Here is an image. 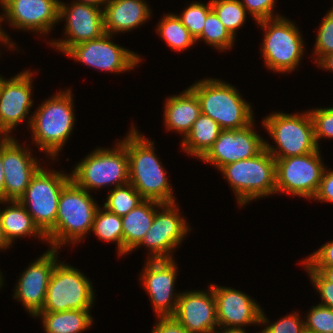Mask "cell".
Wrapping results in <instances>:
<instances>
[{
	"label": "cell",
	"instance_id": "1",
	"mask_svg": "<svg viewBox=\"0 0 333 333\" xmlns=\"http://www.w3.org/2000/svg\"><path fill=\"white\" fill-rule=\"evenodd\" d=\"M128 133L120 142L126 147L129 158V183L145 200L175 202L167 172L155 154V142L139 134L134 125Z\"/></svg>",
	"mask_w": 333,
	"mask_h": 333
},
{
	"label": "cell",
	"instance_id": "2",
	"mask_svg": "<svg viewBox=\"0 0 333 333\" xmlns=\"http://www.w3.org/2000/svg\"><path fill=\"white\" fill-rule=\"evenodd\" d=\"M72 96L71 89L60 91L28 117L34 143L53 161L73 132L76 119Z\"/></svg>",
	"mask_w": 333,
	"mask_h": 333
},
{
	"label": "cell",
	"instance_id": "3",
	"mask_svg": "<svg viewBox=\"0 0 333 333\" xmlns=\"http://www.w3.org/2000/svg\"><path fill=\"white\" fill-rule=\"evenodd\" d=\"M98 208L91 194L71 179L60 193L55 226L46 234L50 248L81 241L91 231Z\"/></svg>",
	"mask_w": 333,
	"mask_h": 333
},
{
	"label": "cell",
	"instance_id": "4",
	"mask_svg": "<svg viewBox=\"0 0 333 333\" xmlns=\"http://www.w3.org/2000/svg\"><path fill=\"white\" fill-rule=\"evenodd\" d=\"M189 88L199 99L202 114L211 117L222 130L242 129L254 121L250 102L231 84L206 78Z\"/></svg>",
	"mask_w": 333,
	"mask_h": 333
},
{
	"label": "cell",
	"instance_id": "5",
	"mask_svg": "<svg viewBox=\"0 0 333 333\" xmlns=\"http://www.w3.org/2000/svg\"><path fill=\"white\" fill-rule=\"evenodd\" d=\"M219 171L233 189L239 207L276 194L275 159L265 148L256 156L226 164Z\"/></svg>",
	"mask_w": 333,
	"mask_h": 333
},
{
	"label": "cell",
	"instance_id": "6",
	"mask_svg": "<svg viewBox=\"0 0 333 333\" xmlns=\"http://www.w3.org/2000/svg\"><path fill=\"white\" fill-rule=\"evenodd\" d=\"M262 126L267 129L277 149L265 140V149L274 159L301 156L317 151L312 118L305 113L286 114L275 112L263 118Z\"/></svg>",
	"mask_w": 333,
	"mask_h": 333
},
{
	"label": "cell",
	"instance_id": "7",
	"mask_svg": "<svg viewBox=\"0 0 333 333\" xmlns=\"http://www.w3.org/2000/svg\"><path fill=\"white\" fill-rule=\"evenodd\" d=\"M114 149L96 148L72 170L71 179L81 188L101 189L129 182V158L126 147L119 141Z\"/></svg>",
	"mask_w": 333,
	"mask_h": 333
},
{
	"label": "cell",
	"instance_id": "8",
	"mask_svg": "<svg viewBox=\"0 0 333 333\" xmlns=\"http://www.w3.org/2000/svg\"><path fill=\"white\" fill-rule=\"evenodd\" d=\"M256 23L265 31L261 54L266 67L273 73H290L297 69L305 51L298 26L283 16Z\"/></svg>",
	"mask_w": 333,
	"mask_h": 333
},
{
	"label": "cell",
	"instance_id": "9",
	"mask_svg": "<svg viewBox=\"0 0 333 333\" xmlns=\"http://www.w3.org/2000/svg\"><path fill=\"white\" fill-rule=\"evenodd\" d=\"M94 293L88 277L77 268L58 261L48 283L41 312L91 309Z\"/></svg>",
	"mask_w": 333,
	"mask_h": 333
},
{
	"label": "cell",
	"instance_id": "10",
	"mask_svg": "<svg viewBox=\"0 0 333 333\" xmlns=\"http://www.w3.org/2000/svg\"><path fill=\"white\" fill-rule=\"evenodd\" d=\"M70 180V174L51 169L46 171L42 166L19 199L45 235L55 226L60 193Z\"/></svg>",
	"mask_w": 333,
	"mask_h": 333
},
{
	"label": "cell",
	"instance_id": "11",
	"mask_svg": "<svg viewBox=\"0 0 333 333\" xmlns=\"http://www.w3.org/2000/svg\"><path fill=\"white\" fill-rule=\"evenodd\" d=\"M320 149L287 158L275 159L276 194L288 193L313 199L325 169Z\"/></svg>",
	"mask_w": 333,
	"mask_h": 333
},
{
	"label": "cell",
	"instance_id": "12",
	"mask_svg": "<svg viewBox=\"0 0 333 333\" xmlns=\"http://www.w3.org/2000/svg\"><path fill=\"white\" fill-rule=\"evenodd\" d=\"M179 212L180 208L176 202H157L152 226L134 249L140 246L148 248L150 253L147 259L149 260L174 259L173 250L179 247L187 232L191 230L186 219Z\"/></svg>",
	"mask_w": 333,
	"mask_h": 333
},
{
	"label": "cell",
	"instance_id": "13",
	"mask_svg": "<svg viewBox=\"0 0 333 333\" xmlns=\"http://www.w3.org/2000/svg\"><path fill=\"white\" fill-rule=\"evenodd\" d=\"M111 34L71 46L64 54L86 66L111 73H123L138 66L141 57L111 41Z\"/></svg>",
	"mask_w": 333,
	"mask_h": 333
},
{
	"label": "cell",
	"instance_id": "14",
	"mask_svg": "<svg viewBox=\"0 0 333 333\" xmlns=\"http://www.w3.org/2000/svg\"><path fill=\"white\" fill-rule=\"evenodd\" d=\"M59 22L66 20L65 39L53 40L49 44L63 52L73 45L102 37L104 29L103 9L90 4L73 1L69 6L59 2Z\"/></svg>",
	"mask_w": 333,
	"mask_h": 333
},
{
	"label": "cell",
	"instance_id": "15",
	"mask_svg": "<svg viewBox=\"0 0 333 333\" xmlns=\"http://www.w3.org/2000/svg\"><path fill=\"white\" fill-rule=\"evenodd\" d=\"M253 126L254 122L242 129L222 130L200 160L220 170L226 164L258 155L265 148V139Z\"/></svg>",
	"mask_w": 333,
	"mask_h": 333
},
{
	"label": "cell",
	"instance_id": "16",
	"mask_svg": "<svg viewBox=\"0 0 333 333\" xmlns=\"http://www.w3.org/2000/svg\"><path fill=\"white\" fill-rule=\"evenodd\" d=\"M174 259H147L140 280L149 295L157 317L173 316L180 293H174L177 269Z\"/></svg>",
	"mask_w": 333,
	"mask_h": 333
},
{
	"label": "cell",
	"instance_id": "17",
	"mask_svg": "<svg viewBox=\"0 0 333 333\" xmlns=\"http://www.w3.org/2000/svg\"><path fill=\"white\" fill-rule=\"evenodd\" d=\"M57 250L59 249L49 247L43 255L31 262L15 285L13 297L23 304L33 318L44 306L48 283L59 261Z\"/></svg>",
	"mask_w": 333,
	"mask_h": 333
},
{
	"label": "cell",
	"instance_id": "18",
	"mask_svg": "<svg viewBox=\"0 0 333 333\" xmlns=\"http://www.w3.org/2000/svg\"><path fill=\"white\" fill-rule=\"evenodd\" d=\"M33 72L22 71L19 74L0 80V130L11 137L13 129L25 121L33 106Z\"/></svg>",
	"mask_w": 333,
	"mask_h": 333
},
{
	"label": "cell",
	"instance_id": "19",
	"mask_svg": "<svg viewBox=\"0 0 333 333\" xmlns=\"http://www.w3.org/2000/svg\"><path fill=\"white\" fill-rule=\"evenodd\" d=\"M19 144L13 136L7 137L2 143L4 201L19 200L25 194L31 178L42 167L32 152Z\"/></svg>",
	"mask_w": 333,
	"mask_h": 333
},
{
	"label": "cell",
	"instance_id": "20",
	"mask_svg": "<svg viewBox=\"0 0 333 333\" xmlns=\"http://www.w3.org/2000/svg\"><path fill=\"white\" fill-rule=\"evenodd\" d=\"M218 327L246 332L244 326L261 322V306L246 293L224 286L212 285Z\"/></svg>",
	"mask_w": 333,
	"mask_h": 333
},
{
	"label": "cell",
	"instance_id": "21",
	"mask_svg": "<svg viewBox=\"0 0 333 333\" xmlns=\"http://www.w3.org/2000/svg\"><path fill=\"white\" fill-rule=\"evenodd\" d=\"M59 0H10L2 7L0 24L6 18L11 27L47 34L59 19Z\"/></svg>",
	"mask_w": 333,
	"mask_h": 333
},
{
	"label": "cell",
	"instance_id": "22",
	"mask_svg": "<svg viewBox=\"0 0 333 333\" xmlns=\"http://www.w3.org/2000/svg\"><path fill=\"white\" fill-rule=\"evenodd\" d=\"M208 287V291L180 293L173 317L189 333H211L218 329L215 296L212 286Z\"/></svg>",
	"mask_w": 333,
	"mask_h": 333
},
{
	"label": "cell",
	"instance_id": "23",
	"mask_svg": "<svg viewBox=\"0 0 333 333\" xmlns=\"http://www.w3.org/2000/svg\"><path fill=\"white\" fill-rule=\"evenodd\" d=\"M103 8L107 34L125 33L148 21L151 9L144 0H106Z\"/></svg>",
	"mask_w": 333,
	"mask_h": 333
},
{
	"label": "cell",
	"instance_id": "24",
	"mask_svg": "<svg viewBox=\"0 0 333 333\" xmlns=\"http://www.w3.org/2000/svg\"><path fill=\"white\" fill-rule=\"evenodd\" d=\"M165 101L164 124L166 130L176 131L183 135L184 139L202 113L199 99L188 87L179 95L167 97Z\"/></svg>",
	"mask_w": 333,
	"mask_h": 333
},
{
	"label": "cell",
	"instance_id": "25",
	"mask_svg": "<svg viewBox=\"0 0 333 333\" xmlns=\"http://www.w3.org/2000/svg\"><path fill=\"white\" fill-rule=\"evenodd\" d=\"M4 204L8 206L3 211L0 209V221L3 235L9 245L12 246L15 238L30 235L47 241L46 235L34 223L31 215L19 200L3 201Z\"/></svg>",
	"mask_w": 333,
	"mask_h": 333
},
{
	"label": "cell",
	"instance_id": "26",
	"mask_svg": "<svg viewBox=\"0 0 333 333\" xmlns=\"http://www.w3.org/2000/svg\"><path fill=\"white\" fill-rule=\"evenodd\" d=\"M157 201L144 200L121 217L123 227V255L131 253L152 226Z\"/></svg>",
	"mask_w": 333,
	"mask_h": 333
},
{
	"label": "cell",
	"instance_id": "27",
	"mask_svg": "<svg viewBox=\"0 0 333 333\" xmlns=\"http://www.w3.org/2000/svg\"><path fill=\"white\" fill-rule=\"evenodd\" d=\"M35 317L42 319L46 333H81L93 323L90 309L39 312Z\"/></svg>",
	"mask_w": 333,
	"mask_h": 333
},
{
	"label": "cell",
	"instance_id": "28",
	"mask_svg": "<svg viewBox=\"0 0 333 333\" xmlns=\"http://www.w3.org/2000/svg\"><path fill=\"white\" fill-rule=\"evenodd\" d=\"M221 131L217 122L201 113L182 140V149L190 156L200 159L219 137Z\"/></svg>",
	"mask_w": 333,
	"mask_h": 333
},
{
	"label": "cell",
	"instance_id": "29",
	"mask_svg": "<svg viewBox=\"0 0 333 333\" xmlns=\"http://www.w3.org/2000/svg\"><path fill=\"white\" fill-rule=\"evenodd\" d=\"M156 29L167 45L177 52L184 51L196 43L176 14H165Z\"/></svg>",
	"mask_w": 333,
	"mask_h": 333
},
{
	"label": "cell",
	"instance_id": "30",
	"mask_svg": "<svg viewBox=\"0 0 333 333\" xmlns=\"http://www.w3.org/2000/svg\"><path fill=\"white\" fill-rule=\"evenodd\" d=\"M91 231L105 242H115L118 255L123 256V227L121 216L99 207L95 213Z\"/></svg>",
	"mask_w": 333,
	"mask_h": 333
},
{
	"label": "cell",
	"instance_id": "31",
	"mask_svg": "<svg viewBox=\"0 0 333 333\" xmlns=\"http://www.w3.org/2000/svg\"><path fill=\"white\" fill-rule=\"evenodd\" d=\"M144 200L141 194L128 182L109 190L103 207L122 217Z\"/></svg>",
	"mask_w": 333,
	"mask_h": 333
},
{
	"label": "cell",
	"instance_id": "32",
	"mask_svg": "<svg viewBox=\"0 0 333 333\" xmlns=\"http://www.w3.org/2000/svg\"><path fill=\"white\" fill-rule=\"evenodd\" d=\"M211 8L230 34L236 38V30L243 26L247 11L240 0H211Z\"/></svg>",
	"mask_w": 333,
	"mask_h": 333
},
{
	"label": "cell",
	"instance_id": "33",
	"mask_svg": "<svg viewBox=\"0 0 333 333\" xmlns=\"http://www.w3.org/2000/svg\"><path fill=\"white\" fill-rule=\"evenodd\" d=\"M201 39L209 46L220 51H228L235 42V38L225 28L213 10L207 14L204 29L201 35L196 39V42L201 41Z\"/></svg>",
	"mask_w": 333,
	"mask_h": 333
},
{
	"label": "cell",
	"instance_id": "34",
	"mask_svg": "<svg viewBox=\"0 0 333 333\" xmlns=\"http://www.w3.org/2000/svg\"><path fill=\"white\" fill-rule=\"evenodd\" d=\"M211 10V0L206 5L196 1L188 5L182 15L177 14V17L196 40L201 35L205 19Z\"/></svg>",
	"mask_w": 333,
	"mask_h": 333
},
{
	"label": "cell",
	"instance_id": "35",
	"mask_svg": "<svg viewBox=\"0 0 333 333\" xmlns=\"http://www.w3.org/2000/svg\"><path fill=\"white\" fill-rule=\"evenodd\" d=\"M304 317L306 333H333V309L318 304Z\"/></svg>",
	"mask_w": 333,
	"mask_h": 333
},
{
	"label": "cell",
	"instance_id": "36",
	"mask_svg": "<svg viewBox=\"0 0 333 333\" xmlns=\"http://www.w3.org/2000/svg\"><path fill=\"white\" fill-rule=\"evenodd\" d=\"M300 317L299 313L295 312L269 325V320L262 311L260 325H268L260 333H306L304 321Z\"/></svg>",
	"mask_w": 333,
	"mask_h": 333
},
{
	"label": "cell",
	"instance_id": "37",
	"mask_svg": "<svg viewBox=\"0 0 333 333\" xmlns=\"http://www.w3.org/2000/svg\"><path fill=\"white\" fill-rule=\"evenodd\" d=\"M321 22L314 46V56L317 57H315L316 63L323 56L333 52V6Z\"/></svg>",
	"mask_w": 333,
	"mask_h": 333
},
{
	"label": "cell",
	"instance_id": "38",
	"mask_svg": "<svg viewBox=\"0 0 333 333\" xmlns=\"http://www.w3.org/2000/svg\"><path fill=\"white\" fill-rule=\"evenodd\" d=\"M312 118L314 137L319 147V139L333 138V107L316 108L308 111Z\"/></svg>",
	"mask_w": 333,
	"mask_h": 333
},
{
	"label": "cell",
	"instance_id": "39",
	"mask_svg": "<svg viewBox=\"0 0 333 333\" xmlns=\"http://www.w3.org/2000/svg\"><path fill=\"white\" fill-rule=\"evenodd\" d=\"M312 284L320 295L321 305L333 309V283L327 281L318 271H315L305 260L301 261Z\"/></svg>",
	"mask_w": 333,
	"mask_h": 333
},
{
	"label": "cell",
	"instance_id": "40",
	"mask_svg": "<svg viewBox=\"0 0 333 333\" xmlns=\"http://www.w3.org/2000/svg\"><path fill=\"white\" fill-rule=\"evenodd\" d=\"M240 2L256 22L282 16L273 15L276 0H241Z\"/></svg>",
	"mask_w": 333,
	"mask_h": 333
},
{
	"label": "cell",
	"instance_id": "41",
	"mask_svg": "<svg viewBox=\"0 0 333 333\" xmlns=\"http://www.w3.org/2000/svg\"><path fill=\"white\" fill-rule=\"evenodd\" d=\"M304 260L311 267H333V241L323 244Z\"/></svg>",
	"mask_w": 333,
	"mask_h": 333
},
{
	"label": "cell",
	"instance_id": "42",
	"mask_svg": "<svg viewBox=\"0 0 333 333\" xmlns=\"http://www.w3.org/2000/svg\"><path fill=\"white\" fill-rule=\"evenodd\" d=\"M313 199L321 202H333V171L324 170L319 189Z\"/></svg>",
	"mask_w": 333,
	"mask_h": 333
},
{
	"label": "cell",
	"instance_id": "43",
	"mask_svg": "<svg viewBox=\"0 0 333 333\" xmlns=\"http://www.w3.org/2000/svg\"><path fill=\"white\" fill-rule=\"evenodd\" d=\"M151 333H189L173 316L158 317Z\"/></svg>",
	"mask_w": 333,
	"mask_h": 333
},
{
	"label": "cell",
	"instance_id": "44",
	"mask_svg": "<svg viewBox=\"0 0 333 333\" xmlns=\"http://www.w3.org/2000/svg\"><path fill=\"white\" fill-rule=\"evenodd\" d=\"M317 66L326 71L333 72V52L328 53L327 55L323 56L318 62Z\"/></svg>",
	"mask_w": 333,
	"mask_h": 333
},
{
	"label": "cell",
	"instance_id": "45",
	"mask_svg": "<svg viewBox=\"0 0 333 333\" xmlns=\"http://www.w3.org/2000/svg\"><path fill=\"white\" fill-rule=\"evenodd\" d=\"M318 271L327 281L333 283V267H312Z\"/></svg>",
	"mask_w": 333,
	"mask_h": 333
},
{
	"label": "cell",
	"instance_id": "46",
	"mask_svg": "<svg viewBox=\"0 0 333 333\" xmlns=\"http://www.w3.org/2000/svg\"><path fill=\"white\" fill-rule=\"evenodd\" d=\"M4 169L2 162V144L0 145V200L4 201Z\"/></svg>",
	"mask_w": 333,
	"mask_h": 333
},
{
	"label": "cell",
	"instance_id": "47",
	"mask_svg": "<svg viewBox=\"0 0 333 333\" xmlns=\"http://www.w3.org/2000/svg\"><path fill=\"white\" fill-rule=\"evenodd\" d=\"M10 36L7 35V33L3 30V28H1V24H0V42L3 44H7L9 48H14L16 50V43H13L10 38Z\"/></svg>",
	"mask_w": 333,
	"mask_h": 333
},
{
	"label": "cell",
	"instance_id": "48",
	"mask_svg": "<svg viewBox=\"0 0 333 333\" xmlns=\"http://www.w3.org/2000/svg\"><path fill=\"white\" fill-rule=\"evenodd\" d=\"M2 203H3V201L0 200V204H2ZM9 247H10V245L7 243V241L3 235L1 221H0V250L3 251V249H7Z\"/></svg>",
	"mask_w": 333,
	"mask_h": 333
},
{
	"label": "cell",
	"instance_id": "49",
	"mask_svg": "<svg viewBox=\"0 0 333 333\" xmlns=\"http://www.w3.org/2000/svg\"><path fill=\"white\" fill-rule=\"evenodd\" d=\"M75 1L79 3L94 5L97 7H101L102 5L104 6L106 2V0H75Z\"/></svg>",
	"mask_w": 333,
	"mask_h": 333
},
{
	"label": "cell",
	"instance_id": "50",
	"mask_svg": "<svg viewBox=\"0 0 333 333\" xmlns=\"http://www.w3.org/2000/svg\"><path fill=\"white\" fill-rule=\"evenodd\" d=\"M211 333H242L236 330H226V329H221V332H219V330H213Z\"/></svg>",
	"mask_w": 333,
	"mask_h": 333
},
{
	"label": "cell",
	"instance_id": "51",
	"mask_svg": "<svg viewBox=\"0 0 333 333\" xmlns=\"http://www.w3.org/2000/svg\"><path fill=\"white\" fill-rule=\"evenodd\" d=\"M6 138L7 136L0 130V145L6 140Z\"/></svg>",
	"mask_w": 333,
	"mask_h": 333
},
{
	"label": "cell",
	"instance_id": "52",
	"mask_svg": "<svg viewBox=\"0 0 333 333\" xmlns=\"http://www.w3.org/2000/svg\"><path fill=\"white\" fill-rule=\"evenodd\" d=\"M9 1H10V0H0V6H1V8H2L5 4H7Z\"/></svg>",
	"mask_w": 333,
	"mask_h": 333
},
{
	"label": "cell",
	"instance_id": "53",
	"mask_svg": "<svg viewBox=\"0 0 333 333\" xmlns=\"http://www.w3.org/2000/svg\"><path fill=\"white\" fill-rule=\"evenodd\" d=\"M1 273H2V272H0V288L2 287V285H3V283H4V282H3V279H2L3 277H2V274H1Z\"/></svg>",
	"mask_w": 333,
	"mask_h": 333
}]
</instances>
